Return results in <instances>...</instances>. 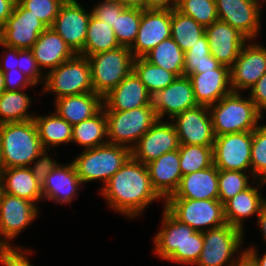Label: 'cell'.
<instances>
[{
    "instance_id": "1",
    "label": "cell",
    "mask_w": 266,
    "mask_h": 266,
    "mask_svg": "<svg viewBox=\"0 0 266 266\" xmlns=\"http://www.w3.org/2000/svg\"><path fill=\"white\" fill-rule=\"evenodd\" d=\"M100 192L109 208L130 219L142 215L153 201L163 200L152 186L146 165L132 156L101 187Z\"/></svg>"
},
{
    "instance_id": "2",
    "label": "cell",
    "mask_w": 266,
    "mask_h": 266,
    "mask_svg": "<svg viewBox=\"0 0 266 266\" xmlns=\"http://www.w3.org/2000/svg\"><path fill=\"white\" fill-rule=\"evenodd\" d=\"M2 169L30 167L43 150L34 119L0 124Z\"/></svg>"
},
{
    "instance_id": "3",
    "label": "cell",
    "mask_w": 266,
    "mask_h": 266,
    "mask_svg": "<svg viewBox=\"0 0 266 266\" xmlns=\"http://www.w3.org/2000/svg\"><path fill=\"white\" fill-rule=\"evenodd\" d=\"M208 108L215 136L253 131L263 117L250 97H242L241 92H231Z\"/></svg>"
},
{
    "instance_id": "4",
    "label": "cell",
    "mask_w": 266,
    "mask_h": 266,
    "mask_svg": "<svg viewBox=\"0 0 266 266\" xmlns=\"http://www.w3.org/2000/svg\"><path fill=\"white\" fill-rule=\"evenodd\" d=\"M72 162L82 184L102 180V187L131 156L125 146L107 143L83 150Z\"/></svg>"
},
{
    "instance_id": "5",
    "label": "cell",
    "mask_w": 266,
    "mask_h": 266,
    "mask_svg": "<svg viewBox=\"0 0 266 266\" xmlns=\"http://www.w3.org/2000/svg\"><path fill=\"white\" fill-rule=\"evenodd\" d=\"M87 59L94 92L102 97L133 71L134 57L125 46L90 55Z\"/></svg>"
},
{
    "instance_id": "6",
    "label": "cell",
    "mask_w": 266,
    "mask_h": 266,
    "mask_svg": "<svg viewBox=\"0 0 266 266\" xmlns=\"http://www.w3.org/2000/svg\"><path fill=\"white\" fill-rule=\"evenodd\" d=\"M105 115L108 143L125 146L130 150L158 120L152 106L127 111H105Z\"/></svg>"
},
{
    "instance_id": "7",
    "label": "cell",
    "mask_w": 266,
    "mask_h": 266,
    "mask_svg": "<svg viewBox=\"0 0 266 266\" xmlns=\"http://www.w3.org/2000/svg\"><path fill=\"white\" fill-rule=\"evenodd\" d=\"M43 85V92H53L56 94L55 99L94 92L87 57L75 54L71 59L47 72Z\"/></svg>"
},
{
    "instance_id": "8",
    "label": "cell",
    "mask_w": 266,
    "mask_h": 266,
    "mask_svg": "<svg viewBox=\"0 0 266 266\" xmlns=\"http://www.w3.org/2000/svg\"><path fill=\"white\" fill-rule=\"evenodd\" d=\"M244 234L228 223L204 231L201 255L195 266H231L242 248Z\"/></svg>"
},
{
    "instance_id": "9",
    "label": "cell",
    "mask_w": 266,
    "mask_h": 266,
    "mask_svg": "<svg viewBox=\"0 0 266 266\" xmlns=\"http://www.w3.org/2000/svg\"><path fill=\"white\" fill-rule=\"evenodd\" d=\"M164 205L177 220L195 231L204 232L226 224L224 205L219 200L166 199Z\"/></svg>"
},
{
    "instance_id": "10",
    "label": "cell",
    "mask_w": 266,
    "mask_h": 266,
    "mask_svg": "<svg viewBox=\"0 0 266 266\" xmlns=\"http://www.w3.org/2000/svg\"><path fill=\"white\" fill-rule=\"evenodd\" d=\"M39 214V208L27 199L2 192L0 196V245L4 249H21L12 246L11 240L16 239L27 226L31 225Z\"/></svg>"
},
{
    "instance_id": "11",
    "label": "cell",
    "mask_w": 266,
    "mask_h": 266,
    "mask_svg": "<svg viewBox=\"0 0 266 266\" xmlns=\"http://www.w3.org/2000/svg\"><path fill=\"white\" fill-rule=\"evenodd\" d=\"M251 145L252 131L216 136L213 164L218 170L251 171Z\"/></svg>"
},
{
    "instance_id": "12",
    "label": "cell",
    "mask_w": 266,
    "mask_h": 266,
    "mask_svg": "<svg viewBox=\"0 0 266 266\" xmlns=\"http://www.w3.org/2000/svg\"><path fill=\"white\" fill-rule=\"evenodd\" d=\"M161 230L154 237V253L163 260L185 265V243L196 232L163 207Z\"/></svg>"
},
{
    "instance_id": "13",
    "label": "cell",
    "mask_w": 266,
    "mask_h": 266,
    "mask_svg": "<svg viewBox=\"0 0 266 266\" xmlns=\"http://www.w3.org/2000/svg\"><path fill=\"white\" fill-rule=\"evenodd\" d=\"M46 25L18 1L0 31V41L17 49H31Z\"/></svg>"
},
{
    "instance_id": "14",
    "label": "cell",
    "mask_w": 266,
    "mask_h": 266,
    "mask_svg": "<svg viewBox=\"0 0 266 266\" xmlns=\"http://www.w3.org/2000/svg\"><path fill=\"white\" fill-rule=\"evenodd\" d=\"M215 2L218 20L237 29L250 40L249 42L258 38L261 28V0H215Z\"/></svg>"
},
{
    "instance_id": "15",
    "label": "cell",
    "mask_w": 266,
    "mask_h": 266,
    "mask_svg": "<svg viewBox=\"0 0 266 266\" xmlns=\"http://www.w3.org/2000/svg\"><path fill=\"white\" fill-rule=\"evenodd\" d=\"M180 146L172 121L158 119L131 149V156L146 165Z\"/></svg>"
},
{
    "instance_id": "16",
    "label": "cell",
    "mask_w": 266,
    "mask_h": 266,
    "mask_svg": "<svg viewBox=\"0 0 266 266\" xmlns=\"http://www.w3.org/2000/svg\"><path fill=\"white\" fill-rule=\"evenodd\" d=\"M91 14L77 0H65L59 8L52 28L75 54L83 51Z\"/></svg>"
},
{
    "instance_id": "17",
    "label": "cell",
    "mask_w": 266,
    "mask_h": 266,
    "mask_svg": "<svg viewBox=\"0 0 266 266\" xmlns=\"http://www.w3.org/2000/svg\"><path fill=\"white\" fill-rule=\"evenodd\" d=\"M179 143L183 145L213 146L215 134L208 106L198 105L171 119Z\"/></svg>"
},
{
    "instance_id": "18",
    "label": "cell",
    "mask_w": 266,
    "mask_h": 266,
    "mask_svg": "<svg viewBox=\"0 0 266 266\" xmlns=\"http://www.w3.org/2000/svg\"><path fill=\"white\" fill-rule=\"evenodd\" d=\"M247 41L230 67L232 92L250 89L266 72V47ZM248 44V45H247Z\"/></svg>"
},
{
    "instance_id": "19",
    "label": "cell",
    "mask_w": 266,
    "mask_h": 266,
    "mask_svg": "<svg viewBox=\"0 0 266 266\" xmlns=\"http://www.w3.org/2000/svg\"><path fill=\"white\" fill-rule=\"evenodd\" d=\"M151 105L161 120L165 115L171 120L185 110L197 107L189 77L179 76L169 86L155 92L151 96Z\"/></svg>"
},
{
    "instance_id": "20",
    "label": "cell",
    "mask_w": 266,
    "mask_h": 266,
    "mask_svg": "<svg viewBox=\"0 0 266 266\" xmlns=\"http://www.w3.org/2000/svg\"><path fill=\"white\" fill-rule=\"evenodd\" d=\"M171 37V10H143L137 37L129 48L135 58H143L161 41Z\"/></svg>"
},
{
    "instance_id": "21",
    "label": "cell",
    "mask_w": 266,
    "mask_h": 266,
    "mask_svg": "<svg viewBox=\"0 0 266 266\" xmlns=\"http://www.w3.org/2000/svg\"><path fill=\"white\" fill-rule=\"evenodd\" d=\"M210 53L229 68L237 59L241 48L249 41L242 33L221 20L205 28Z\"/></svg>"
},
{
    "instance_id": "22",
    "label": "cell",
    "mask_w": 266,
    "mask_h": 266,
    "mask_svg": "<svg viewBox=\"0 0 266 266\" xmlns=\"http://www.w3.org/2000/svg\"><path fill=\"white\" fill-rule=\"evenodd\" d=\"M151 94L132 71L103 97L104 111H127L151 105Z\"/></svg>"
},
{
    "instance_id": "23",
    "label": "cell",
    "mask_w": 266,
    "mask_h": 266,
    "mask_svg": "<svg viewBox=\"0 0 266 266\" xmlns=\"http://www.w3.org/2000/svg\"><path fill=\"white\" fill-rule=\"evenodd\" d=\"M189 79L198 105L210 106L232 92L230 86V68L220 65L215 70L190 74Z\"/></svg>"
},
{
    "instance_id": "24",
    "label": "cell",
    "mask_w": 266,
    "mask_h": 266,
    "mask_svg": "<svg viewBox=\"0 0 266 266\" xmlns=\"http://www.w3.org/2000/svg\"><path fill=\"white\" fill-rule=\"evenodd\" d=\"M218 173L214 164L181 177L173 195L167 199L218 200Z\"/></svg>"
},
{
    "instance_id": "25",
    "label": "cell",
    "mask_w": 266,
    "mask_h": 266,
    "mask_svg": "<svg viewBox=\"0 0 266 266\" xmlns=\"http://www.w3.org/2000/svg\"><path fill=\"white\" fill-rule=\"evenodd\" d=\"M82 185L73 162L69 164H58L49 173L41 186L44 200H52L56 203H71L78 196V187Z\"/></svg>"
},
{
    "instance_id": "26",
    "label": "cell",
    "mask_w": 266,
    "mask_h": 266,
    "mask_svg": "<svg viewBox=\"0 0 266 266\" xmlns=\"http://www.w3.org/2000/svg\"><path fill=\"white\" fill-rule=\"evenodd\" d=\"M146 167L153 188L165 201L174 194L181 181L179 151L167 152L158 159L147 163Z\"/></svg>"
},
{
    "instance_id": "27",
    "label": "cell",
    "mask_w": 266,
    "mask_h": 266,
    "mask_svg": "<svg viewBox=\"0 0 266 266\" xmlns=\"http://www.w3.org/2000/svg\"><path fill=\"white\" fill-rule=\"evenodd\" d=\"M31 50L41 71L48 68L47 72L57 68L75 55L52 27H47L41 33Z\"/></svg>"
},
{
    "instance_id": "28",
    "label": "cell",
    "mask_w": 266,
    "mask_h": 266,
    "mask_svg": "<svg viewBox=\"0 0 266 266\" xmlns=\"http://www.w3.org/2000/svg\"><path fill=\"white\" fill-rule=\"evenodd\" d=\"M258 181H260L257 183L258 186L254 185L253 187L250 185L247 189L241 191L224 204L226 223L244 231V220L254 214L257 217L259 216L261 208L266 202V198L260 194V191H258L260 189L258 188L260 185L263 187L266 182Z\"/></svg>"
},
{
    "instance_id": "29",
    "label": "cell",
    "mask_w": 266,
    "mask_h": 266,
    "mask_svg": "<svg viewBox=\"0 0 266 266\" xmlns=\"http://www.w3.org/2000/svg\"><path fill=\"white\" fill-rule=\"evenodd\" d=\"M55 112L71 126L96 115L103 108V97L95 92L55 99Z\"/></svg>"
},
{
    "instance_id": "30",
    "label": "cell",
    "mask_w": 266,
    "mask_h": 266,
    "mask_svg": "<svg viewBox=\"0 0 266 266\" xmlns=\"http://www.w3.org/2000/svg\"><path fill=\"white\" fill-rule=\"evenodd\" d=\"M2 192L27 199L37 205L43 200L41 185L36 181L30 167L2 169Z\"/></svg>"
},
{
    "instance_id": "31",
    "label": "cell",
    "mask_w": 266,
    "mask_h": 266,
    "mask_svg": "<svg viewBox=\"0 0 266 266\" xmlns=\"http://www.w3.org/2000/svg\"><path fill=\"white\" fill-rule=\"evenodd\" d=\"M107 119L104 108L96 115L85 119L72 126V142L84 147L85 150L92 149L108 143Z\"/></svg>"
},
{
    "instance_id": "32",
    "label": "cell",
    "mask_w": 266,
    "mask_h": 266,
    "mask_svg": "<svg viewBox=\"0 0 266 266\" xmlns=\"http://www.w3.org/2000/svg\"><path fill=\"white\" fill-rule=\"evenodd\" d=\"M40 142L43 149H52L63 143H71L72 126L56 112L46 116H35Z\"/></svg>"
},
{
    "instance_id": "33",
    "label": "cell",
    "mask_w": 266,
    "mask_h": 266,
    "mask_svg": "<svg viewBox=\"0 0 266 266\" xmlns=\"http://www.w3.org/2000/svg\"><path fill=\"white\" fill-rule=\"evenodd\" d=\"M120 47L113 28L104 21L96 18L93 14L88 23L86 39L82 56H90L96 53L111 51Z\"/></svg>"
},
{
    "instance_id": "34",
    "label": "cell",
    "mask_w": 266,
    "mask_h": 266,
    "mask_svg": "<svg viewBox=\"0 0 266 266\" xmlns=\"http://www.w3.org/2000/svg\"><path fill=\"white\" fill-rule=\"evenodd\" d=\"M185 53L172 37L161 41L143 58L149 63L174 73L177 77L183 76Z\"/></svg>"
},
{
    "instance_id": "35",
    "label": "cell",
    "mask_w": 266,
    "mask_h": 266,
    "mask_svg": "<svg viewBox=\"0 0 266 266\" xmlns=\"http://www.w3.org/2000/svg\"><path fill=\"white\" fill-rule=\"evenodd\" d=\"M25 90L7 91L0 95V124L25 122L34 119L28 112L32 101L31 97L24 93Z\"/></svg>"
},
{
    "instance_id": "36",
    "label": "cell",
    "mask_w": 266,
    "mask_h": 266,
    "mask_svg": "<svg viewBox=\"0 0 266 266\" xmlns=\"http://www.w3.org/2000/svg\"><path fill=\"white\" fill-rule=\"evenodd\" d=\"M204 34L205 27L193 18L183 15L176 9L171 10V37L184 53L201 42Z\"/></svg>"
},
{
    "instance_id": "37",
    "label": "cell",
    "mask_w": 266,
    "mask_h": 266,
    "mask_svg": "<svg viewBox=\"0 0 266 266\" xmlns=\"http://www.w3.org/2000/svg\"><path fill=\"white\" fill-rule=\"evenodd\" d=\"M133 71L151 95L166 88L177 78L174 73L155 66L144 58L134 59Z\"/></svg>"
},
{
    "instance_id": "38",
    "label": "cell",
    "mask_w": 266,
    "mask_h": 266,
    "mask_svg": "<svg viewBox=\"0 0 266 266\" xmlns=\"http://www.w3.org/2000/svg\"><path fill=\"white\" fill-rule=\"evenodd\" d=\"M221 63L211 55L206 34L201 37V42L193 45L185 52L183 75L203 73L207 70L217 69Z\"/></svg>"
},
{
    "instance_id": "39",
    "label": "cell",
    "mask_w": 266,
    "mask_h": 266,
    "mask_svg": "<svg viewBox=\"0 0 266 266\" xmlns=\"http://www.w3.org/2000/svg\"><path fill=\"white\" fill-rule=\"evenodd\" d=\"M178 151L182 176L203 170L213 164V146L180 144Z\"/></svg>"
},
{
    "instance_id": "40",
    "label": "cell",
    "mask_w": 266,
    "mask_h": 266,
    "mask_svg": "<svg viewBox=\"0 0 266 266\" xmlns=\"http://www.w3.org/2000/svg\"><path fill=\"white\" fill-rule=\"evenodd\" d=\"M142 19V9L127 7L120 16H117L113 30L120 46L130 48L138 34Z\"/></svg>"
},
{
    "instance_id": "41",
    "label": "cell",
    "mask_w": 266,
    "mask_h": 266,
    "mask_svg": "<svg viewBox=\"0 0 266 266\" xmlns=\"http://www.w3.org/2000/svg\"><path fill=\"white\" fill-rule=\"evenodd\" d=\"M176 10L205 28L218 20L215 0H177Z\"/></svg>"
},
{
    "instance_id": "42",
    "label": "cell",
    "mask_w": 266,
    "mask_h": 266,
    "mask_svg": "<svg viewBox=\"0 0 266 266\" xmlns=\"http://www.w3.org/2000/svg\"><path fill=\"white\" fill-rule=\"evenodd\" d=\"M249 172L219 170L218 200L224 205L228 200L250 186Z\"/></svg>"
},
{
    "instance_id": "43",
    "label": "cell",
    "mask_w": 266,
    "mask_h": 266,
    "mask_svg": "<svg viewBox=\"0 0 266 266\" xmlns=\"http://www.w3.org/2000/svg\"><path fill=\"white\" fill-rule=\"evenodd\" d=\"M251 172L255 182H266V125L260 124L252 131Z\"/></svg>"
},
{
    "instance_id": "44",
    "label": "cell",
    "mask_w": 266,
    "mask_h": 266,
    "mask_svg": "<svg viewBox=\"0 0 266 266\" xmlns=\"http://www.w3.org/2000/svg\"><path fill=\"white\" fill-rule=\"evenodd\" d=\"M25 9L31 11L46 27H52L60 6L65 0H17Z\"/></svg>"
},
{
    "instance_id": "45",
    "label": "cell",
    "mask_w": 266,
    "mask_h": 266,
    "mask_svg": "<svg viewBox=\"0 0 266 266\" xmlns=\"http://www.w3.org/2000/svg\"><path fill=\"white\" fill-rule=\"evenodd\" d=\"M17 68L28 76L36 85L44 84L45 74L41 73L37 61L31 49H18V66ZM43 80V81H41Z\"/></svg>"
},
{
    "instance_id": "46",
    "label": "cell",
    "mask_w": 266,
    "mask_h": 266,
    "mask_svg": "<svg viewBox=\"0 0 266 266\" xmlns=\"http://www.w3.org/2000/svg\"><path fill=\"white\" fill-rule=\"evenodd\" d=\"M126 8L127 7L118 0H103L102 2L96 4L91 11L96 18L106 22L113 28V26H115L117 16H120Z\"/></svg>"
},
{
    "instance_id": "47",
    "label": "cell",
    "mask_w": 266,
    "mask_h": 266,
    "mask_svg": "<svg viewBox=\"0 0 266 266\" xmlns=\"http://www.w3.org/2000/svg\"><path fill=\"white\" fill-rule=\"evenodd\" d=\"M48 149H43L38 157L33 161V165L30 167L33 176L39 185L42 186L47 175L58 165V163L50 158L47 154Z\"/></svg>"
},
{
    "instance_id": "48",
    "label": "cell",
    "mask_w": 266,
    "mask_h": 266,
    "mask_svg": "<svg viewBox=\"0 0 266 266\" xmlns=\"http://www.w3.org/2000/svg\"><path fill=\"white\" fill-rule=\"evenodd\" d=\"M4 74V85L7 91L26 90L27 87H33L36 84L18 68L10 69Z\"/></svg>"
},
{
    "instance_id": "49",
    "label": "cell",
    "mask_w": 266,
    "mask_h": 266,
    "mask_svg": "<svg viewBox=\"0 0 266 266\" xmlns=\"http://www.w3.org/2000/svg\"><path fill=\"white\" fill-rule=\"evenodd\" d=\"M203 247V232L196 231L185 243V265H195Z\"/></svg>"
},
{
    "instance_id": "50",
    "label": "cell",
    "mask_w": 266,
    "mask_h": 266,
    "mask_svg": "<svg viewBox=\"0 0 266 266\" xmlns=\"http://www.w3.org/2000/svg\"><path fill=\"white\" fill-rule=\"evenodd\" d=\"M27 251V252H26ZM32 250L5 249L0 253V264L2 266H33L26 256Z\"/></svg>"
},
{
    "instance_id": "51",
    "label": "cell",
    "mask_w": 266,
    "mask_h": 266,
    "mask_svg": "<svg viewBox=\"0 0 266 266\" xmlns=\"http://www.w3.org/2000/svg\"><path fill=\"white\" fill-rule=\"evenodd\" d=\"M250 99L255 103L256 108L263 113L266 111V72L250 88Z\"/></svg>"
},
{
    "instance_id": "52",
    "label": "cell",
    "mask_w": 266,
    "mask_h": 266,
    "mask_svg": "<svg viewBox=\"0 0 266 266\" xmlns=\"http://www.w3.org/2000/svg\"><path fill=\"white\" fill-rule=\"evenodd\" d=\"M0 46L5 48V56L0 60V70L5 73L6 71L12 69L14 70L18 66V49L14 47L7 46L0 41Z\"/></svg>"
},
{
    "instance_id": "53",
    "label": "cell",
    "mask_w": 266,
    "mask_h": 266,
    "mask_svg": "<svg viewBox=\"0 0 266 266\" xmlns=\"http://www.w3.org/2000/svg\"><path fill=\"white\" fill-rule=\"evenodd\" d=\"M176 5L177 0H146L147 10H173Z\"/></svg>"
},
{
    "instance_id": "54",
    "label": "cell",
    "mask_w": 266,
    "mask_h": 266,
    "mask_svg": "<svg viewBox=\"0 0 266 266\" xmlns=\"http://www.w3.org/2000/svg\"><path fill=\"white\" fill-rule=\"evenodd\" d=\"M16 2L17 0H0V31L12 14Z\"/></svg>"
},
{
    "instance_id": "55",
    "label": "cell",
    "mask_w": 266,
    "mask_h": 266,
    "mask_svg": "<svg viewBox=\"0 0 266 266\" xmlns=\"http://www.w3.org/2000/svg\"><path fill=\"white\" fill-rule=\"evenodd\" d=\"M241 251L231 266H258L255 258L246 249Z\"/></svg>"
},
{
    "instance_id": "56",
    "label": "cell",
    "mask_w": 266,
    "mask_h": 266,
    "mask_svg": "<svg viewBox=\"0 0 266 266\" xmlns=\"http://www.w3.org/2000/svg\"><path fill=\"white\" fill-rule=\"evenodd\" d=\"M257 222H258V226H259V230L261 229V233L263 235V238L266 242V202L264 203V205L261 208L260 214L257 217Z\"/></svg>"
},
{
    "instance_id": "57",
    "label": "cell",
    "mask_w": 266,
    "mask_h": 266,
    "mask_svg": "<svg viewBox=\"0 0 266 266\" xmlns=\"http://www.w3.org/2000/svg\"><path fill=\"white\" fill-rule=\"evenodd\" d=\"M125 7L146 9V0H118Z\"/></svg>"
},
{
    "instance_id": "58",
    "label": "cell",
    "mask_w": 266,
    "mask_h": 266,
    "mask_svg": "<svg viewBox=\"0 0 266 266\" xmlns=\"http://www.w3.org/2000/svg\"><path fill=\"white\" fill-rule=\"evenodd\" d=\"M246 250L255 258V260L257 261L258 266H266V252L260 258L258 256L257 249L255 250L254 247L247 248Z\"/></svg>"
},
{
    "instance_id": "59",
    "label": "cell",
    "mask_w": 266,
    "mask_h": 266,
    "mask_svg": "<svg viewBox=\"0 0 266 266\" xmlns=\"http://www.w3.org/2000/svg\"><path fill=\"white\" fill-rule=\"evenodd\" d=\"M5 91V85H4V74L0 70V95Z\"/></svg>"
},
{
    "instance_id": "60",
    "label": "cell",
    "mask_w": 266,
    "mask_h": 266,
    "mask_svg": "<svg viewBox=\"0 0 266 266\" xmlns=\"http://www.w3.org/2000/svg\"><path fill=\"white\" fill-rule=\"evenodd\" d=\"M2 193V168H0V196Z\"/></svg>"
},
{
    "instance_id": "61",
    "label": "cell",
    "mask_w": 266,
    "mask_h": 266,
    "mask_svg": "<svg viewBox=\"0 0 266 266\" xmlns=\"http://www.w3.org/2000/svg\"><path fill=\"white\" fill-rule=\"evenodd\" d=\"M0 168H2L1 147H0Z\"/></svg>"
},
{
    "instance_id": "62",
    "label": "cell",
    "mask_w": 266,
    "mask_h": 266,
    "mask_svg": "<svg viewBox=\"0 0 266 266\" xmlns=\"http://www.w3.org/2000/svg\"><path fill=\"white\" fill-rule=\"evenodd\" d=\"M5 249L0 245V253L4 251Z\"/></svg>"
}]
</instances>
